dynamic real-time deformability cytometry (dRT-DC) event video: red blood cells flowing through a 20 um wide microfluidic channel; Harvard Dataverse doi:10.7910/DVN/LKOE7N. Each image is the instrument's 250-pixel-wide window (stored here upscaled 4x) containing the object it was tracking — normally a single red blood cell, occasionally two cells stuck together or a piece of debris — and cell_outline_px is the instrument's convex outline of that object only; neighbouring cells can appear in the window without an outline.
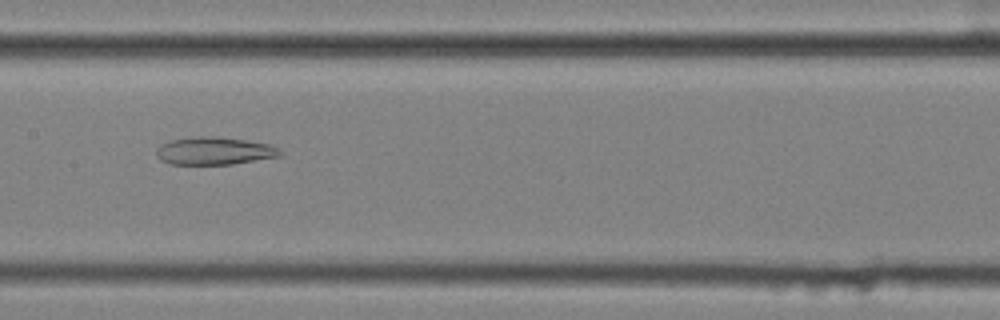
{"species": "common noctule bat (a hibernating species)", "species_latin": "Nyctalus noctula", "temperature_condition": "cold", "stored_images_in_passage": 47, "camera_frame_rate_fps": 3000, "um_per_image_px": 0.085, "animal": {"sex": "female", "body_mass_g": 25.1}, "frame": {"image": 1, "passage_image": 20, "time_ms": 6.333, "image_size_px": [1000, 320], "cell_outline_px": [[284, 152], [280, 156], [232, 164], [168, 164], [160, 160], [156, 156], [156, 148], [160, 144], [172, 140], [192, 136], [220, 136], [268, 144], [280, 148]], "centroid_in_image_um": [18.19, 12.82], "position_along_channel_um": 189.2, "area_um2": 20.17}}
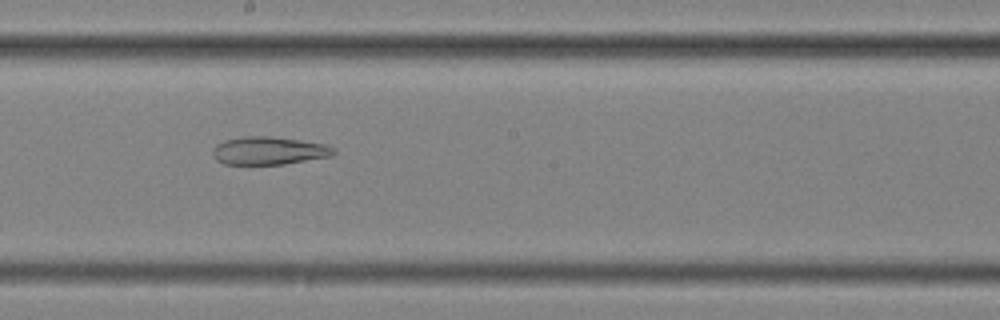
{"frame": {"image": 2, "passage_image": 23, "time_ms": 7.333, "image_size_px": [1000, 320], "cell_outline_px": [[336, 152], [332, 156], [284, 164], [224, 164], [216, 160], [212, 152], [216, 144], [224, 140], [240, 136], [268, 136], [300, 140], [324, 144], [332, 148]], "centroid_in_image_um": [22.82, 12.8], "position_along_channel_um": 225.4, "area_um2": 19.65}}
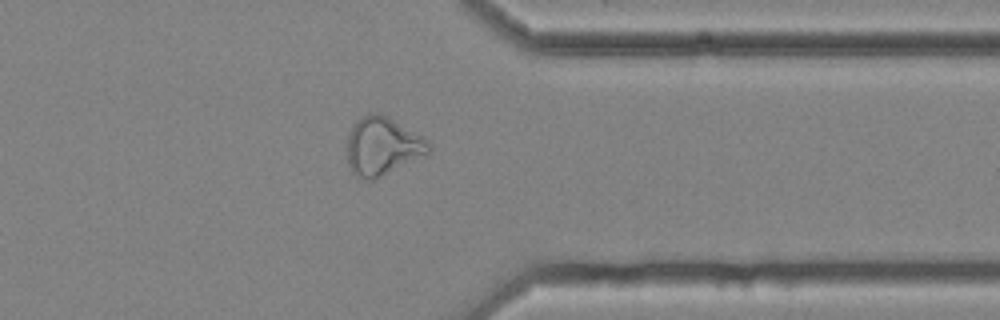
{"frame": {"image": 3, "passage_image": 36, "time_ms": 11.667, "image_size_px": [1000, 320], "cell_outline_px": [[432, 148], [428, 152], [372, 180], [364, 180], [356, 176], [352, 172], [348, 164], [348, 132], [352, 124], [360, 116], [368, 112], [380, 112], [388, 116], [424, 136], [432, 144]], "centroid_in_image_um": [32.48, 12.36], "position_along_channel_um": 378.9, "area_um2": 27.69}, "authors_computed_cell_mechanics": {"area_um2": 27.455, "velocity_mm_per_s": 3.6315, "shape_relaxation_time_tau1_ms": null, "shape_relaxation_time_tau2_ms": 4.9164, "deformation_change_tau1": null, "deformation_change_tau2": 0.1492}}